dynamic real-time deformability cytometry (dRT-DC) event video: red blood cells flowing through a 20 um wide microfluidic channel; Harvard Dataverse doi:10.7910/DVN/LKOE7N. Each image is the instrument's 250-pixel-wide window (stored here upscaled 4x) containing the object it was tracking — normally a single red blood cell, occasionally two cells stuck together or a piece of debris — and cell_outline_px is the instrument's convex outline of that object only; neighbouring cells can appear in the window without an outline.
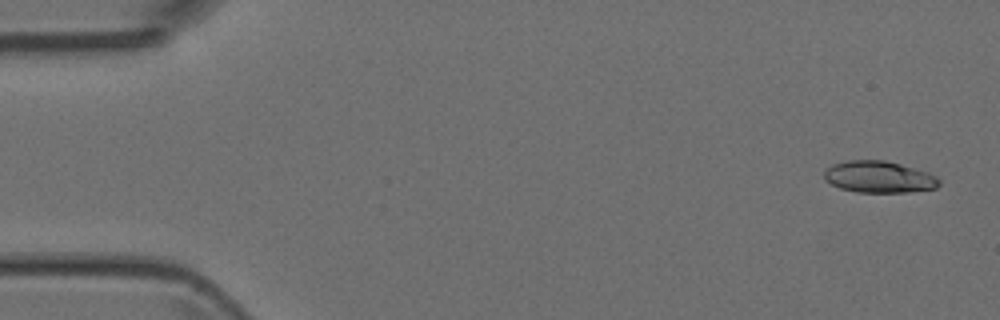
{"species": "Egyptian fruit bat (a non-hibernating species)", "species_latin": "Rousettus aegyptiacus", "temperature_condition": "room temperature", "stored_images_in_passage": 15, "camera_frame_rate_fps": 3000, "um_per_image_px": 0.085, "animal": {"sex": "female"}, "frame": {"image": 1, "passage_image": 2, "time_ms": 0.333, "image_size_px": [1000, 320], "cell_outline_px": [[940, 184], [936, 188], [908, 192], [856, 192], [840, 188], [824, 180], [824, 172], [832, 164], [848, 160], [884, 160], [900, 164], [928, 172], [936, 176], [940, 180]], "centroid_in_image_um": [74.71, 15.04], "position_along_channel_um": 10.3, "area_um2": 21.21}}
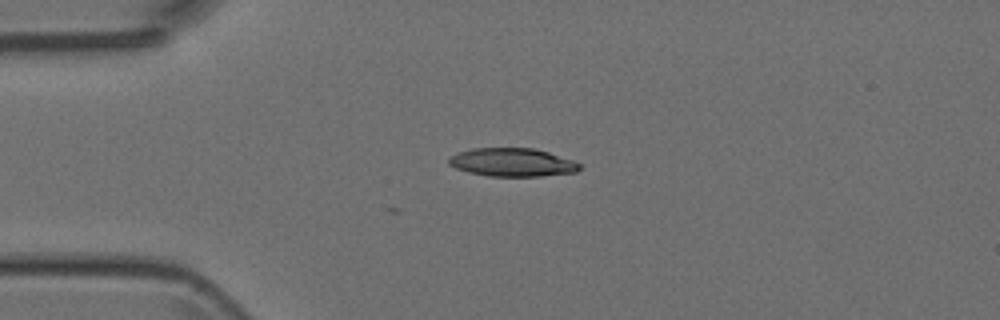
{"frame": {"image": 2, "passage_image": 12, "time_ms": 3.667, "image_size_px": [1000, 320], "cell_outline_px": [[580, 168], [576, 172], [540, 176], [488, 176], [468, 172], [456, 168], [448, 164], [448, 156], [456, 152], [472, 148], [532, 148], [548, 152], [572, 160], [580, 164]], "centroid_in_image_um": [43.49, 13.79], "position_along_channel_um": 41.5, "area_um2": 21.62}}